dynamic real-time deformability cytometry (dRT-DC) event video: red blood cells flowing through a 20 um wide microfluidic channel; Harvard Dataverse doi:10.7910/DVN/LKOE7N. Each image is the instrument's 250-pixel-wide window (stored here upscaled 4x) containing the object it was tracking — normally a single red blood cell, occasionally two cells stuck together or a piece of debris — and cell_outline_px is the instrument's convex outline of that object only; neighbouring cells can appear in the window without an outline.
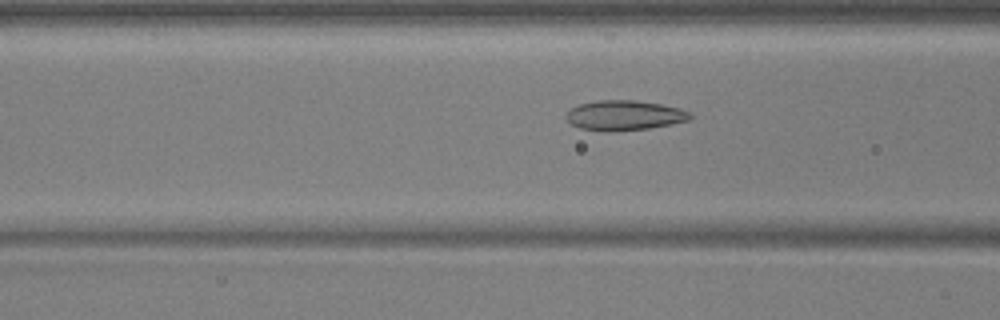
{"species": "common noctule bat (a hibernating species)", "species_latin": "Nyctalus noctula", "temperature_condition": "warm", "stored_images_in_passage": 54, "camera_frame_rate_fps": 3000, "um_per_image_px": 0.085, "animal": {"sex": "male", "body_mass_g": 17.9, "forearm_length_mm": 54.2}, "frame": {"image": 1, "passage_image": 21, "time_ms": 6.667, "image_size_px": [1000, 320], "cell_outline_px": [[692, 116], [688, 120], [672, 124], [648, 128], [580, 128], [572, 124], [564, 116], [572, 108], [580, 104], [600, 100], [632, 100], [660, 104], [680, 108], [692, 112]], "centroid_in_image_um": [53.14, 9.75], "position_along_channel_um": 113.5, "area_um2": 20.52}}
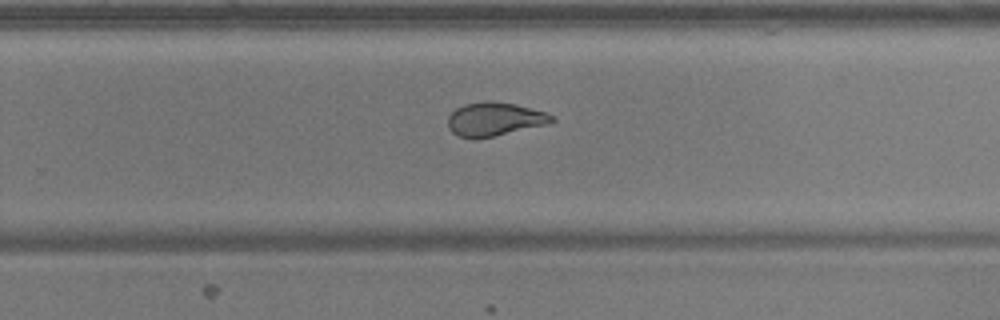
{"frame": {"image": 2, "passage_image": 35, "time_ms": 11.333, "image_size_px": [1000, 320], "cell_outline_px": [[556, 120], [544, 124], [476, 140], [472, 140], [460, 136], [452, 132], [448, 128], [448, 116], [456, 108], [464, 104], [484, 100], [492, 100], [516, 104], [544, 112], [556, 116]], "centroid_in_image_um": [41.98, 10.12], "position_along_channel_um": 287.8, "area_um2": 20.4}}
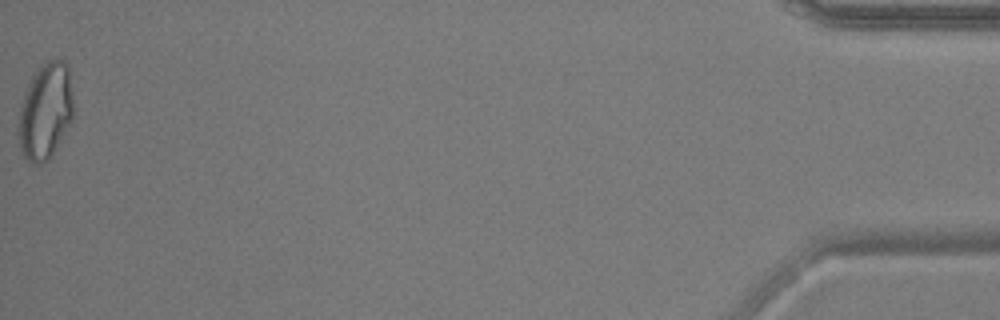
{"frame": {"image": 3, "passage_image": 54, "time_ms": 17.667, "image_size_px": [1000, 320], "cell_outline_px": [[72, 120], [56, 148], [48, 160], [40, 164], [36, 164], [28, 160], [24, 156], [20, 148], [16, 132], [16, 128], [20, 108], [24, 92], [32, 76], [40, 64], [44, 60], [64, 60], [68, 68], [72, 96]], "centroid_in_image_um": [3.82, 9.45], "position_along_channel_um": 431.4, "area_um2": 30.98}, "authors_computed_cell_mechanics": {"area_um2": 22.1952, "velocity_mm_per_s": 3.7375, "shape_relaxation_time_tau1_ms": 6.8834, "shape_relaxation_time_tau2_ms": 1.4703, "deformation_change_tau1": 0.1945, "deformation_change_tau2": 0.0813}}